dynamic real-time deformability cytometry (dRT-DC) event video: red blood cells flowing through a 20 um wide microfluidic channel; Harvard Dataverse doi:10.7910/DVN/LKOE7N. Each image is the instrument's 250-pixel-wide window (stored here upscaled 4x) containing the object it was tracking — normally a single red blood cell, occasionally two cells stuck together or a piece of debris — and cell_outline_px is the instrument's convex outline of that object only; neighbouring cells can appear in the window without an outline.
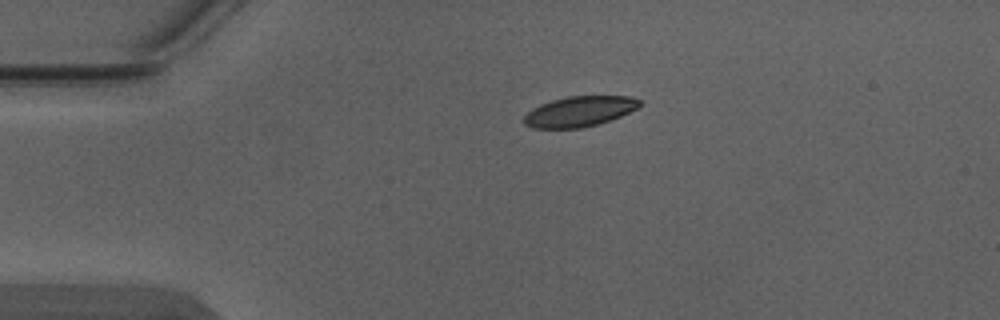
{"species": "Egyptian fruit bat (a non-hibernating species)", "species_latin": "Rousettus aegyptiacus", "temperature_condition": "warm", "stored_images_in_passage": 2, "camera_frame_rate_fps": 3000, "um_per_image_px": 0.085, "animal": {"sex": "male"}, "frame": {"image": 1, "passage_image": 1, "time_ms": 0.0, "image_size_px": [1000, 320], "cell_outline_px": [[644, 104], [620, 116], [596, 124], [580, 128], [532, 128], [524, 124], [524, 116], [532, 108], [540, 104], [552, 100], [568, 96], [632, 96], [640, 100]], "centroid_in_image_um": [49.24, 9.46], "position_along_channel_um": 35.8, "area_um2": 20.35}}